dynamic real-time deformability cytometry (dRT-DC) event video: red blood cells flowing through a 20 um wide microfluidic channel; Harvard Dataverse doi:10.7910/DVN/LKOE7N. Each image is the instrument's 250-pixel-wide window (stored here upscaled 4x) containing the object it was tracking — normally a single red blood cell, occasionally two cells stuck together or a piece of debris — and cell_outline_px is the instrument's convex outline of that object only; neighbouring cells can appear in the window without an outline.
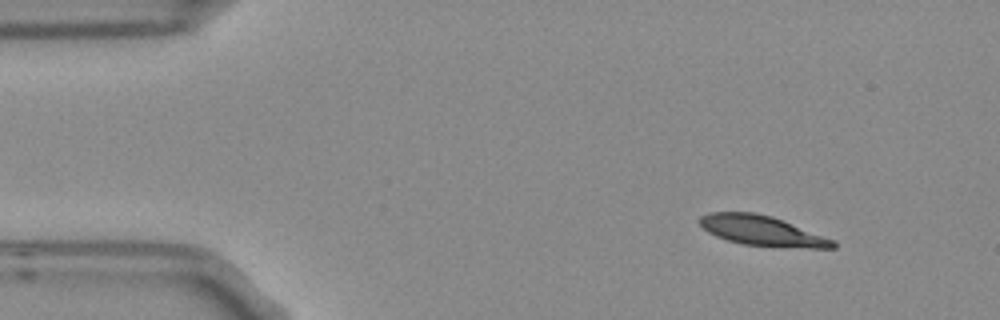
{"species": "Egyptian fruit bat (a non-hibernating species)", "species_latin": "Rousettus aegyptiacus", "temperature_condition": "room temperature", "stored_images_in_passage": 5, "camera_frame_rate_fps": 3000, "um_per_image_px": 0.085, "frame": {"image": 1, "passage_image": 5, "time_ms": 1.333, "image_size_px": [1000, 320], "cell_outline_px": [[836, 248], [808, 248], [744, 244], [728, 240], [716, 236], [708, 232], [700, 224], [700, 216], [708, 212], [752, 212], [772, 216], [784, 220], [836, 240]], "centroid_in_image_um": [64.81, 19.6], "position_along_channel_um": 20.2, "area_um2": 23.24}}